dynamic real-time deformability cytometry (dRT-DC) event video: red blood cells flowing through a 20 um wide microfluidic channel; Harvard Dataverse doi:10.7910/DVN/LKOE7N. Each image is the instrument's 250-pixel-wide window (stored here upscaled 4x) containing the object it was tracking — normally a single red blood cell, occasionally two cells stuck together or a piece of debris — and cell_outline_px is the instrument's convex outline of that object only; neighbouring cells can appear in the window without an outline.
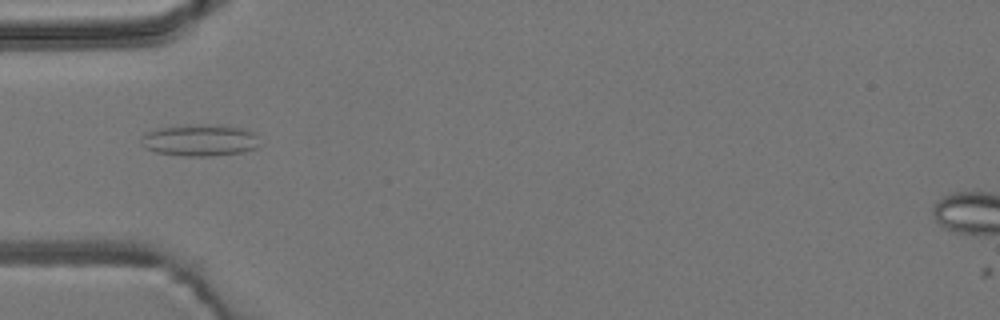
{"species": "common noctule bat (a hibernating species)", "species_latin": "Nyctalus noctula", "temperature_condition": "room temperature", "stored_images_in_passage": 3, "camera_frame_rate_fps": 3000, "um_per_image_px": 0.085, "animal": {"sex": "male", "body_mass_g": 19.2, "forearm_length_mm": 51.8}, "frame": {"image": 1, "passage_image": 3, "time_ms": 2.333, "image_size_px": [1000, 320], "cell_outline_px": [[260, 144], [256, 148], [244, 152], [212, 156], [184, 156], [156, 152], [144, 148], [140, 144], [140, 140], [148, 132], [156, 128], [220, 124], [244, 128], [256, 132]], "centroid_in_image_um": [17.05, 11.93], "position_along_channel_um": 67.9, "area_um2": 22.02}}